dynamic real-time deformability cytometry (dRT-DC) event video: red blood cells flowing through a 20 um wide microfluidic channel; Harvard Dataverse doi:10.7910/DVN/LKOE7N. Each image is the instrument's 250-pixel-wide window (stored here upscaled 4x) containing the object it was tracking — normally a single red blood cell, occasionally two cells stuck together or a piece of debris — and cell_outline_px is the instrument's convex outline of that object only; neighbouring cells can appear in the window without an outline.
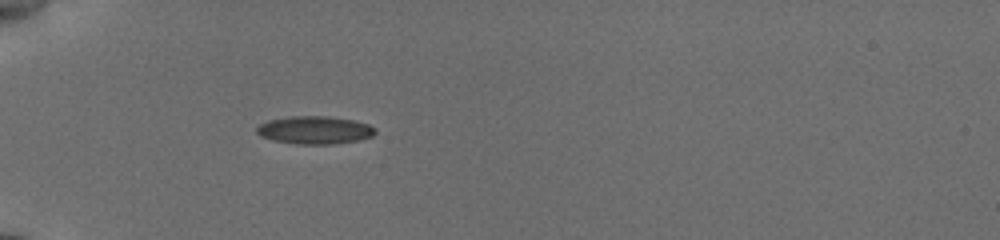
{"species": "common noctule bat (a hibernating species)", "species_latin": "Nyctalus noctula", "temperature_condition": "cold", "stored_images_in_passage": 37, "camera_frame_rate_fps": 3000, "um_per_image_px": 0.085, "animal": {"sex": "female", "body_mass_g": 19.5, "forearm_length_mm": 54.1}, "frame": {"image": 1, "passage_image": 1, "time_ms": 0.0, "image_size_px": [1000, 240], "cell_outline_px": [[376, 132], [372, 136], [356, 140], [332, 144], [296, 144], [272, 140], [260, 136], [256, 132], [256, 128], [260, 124], [268, 120], [288, 116], [328, 116], [356, 120], [368, 124], [376, 128]], "centroid_in_image_um": [26.74, 11.04], "position_along_channel_um": 58.3, "area_um2": 19.36}}
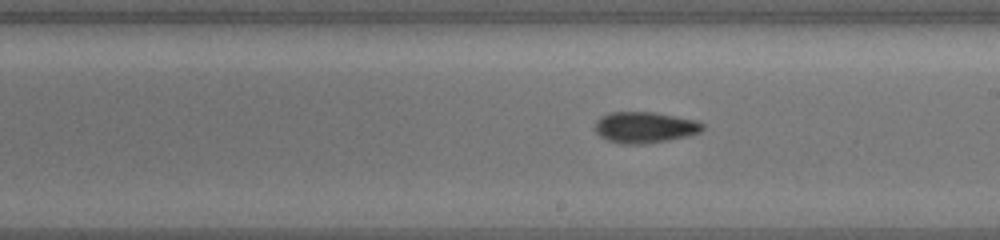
{"frame": {"image": 2, "passage_image": 16, "time_ms": 5.0, "image_size_px": [1000, 240], "cell_outline_px": [[704, 128], [700, 132], [688, 136], [668, 140], [644, 144], [620, 144], [608, 140], [600, 136], [592, 128], [596, 120], [600, 116], [608, 112], [652, 112], [696, 120], [704, 124]], "centroid_in_image_um": [54.76, 10.83], "position_along_channel_um": 234.2, "area_um2": 19.71}}
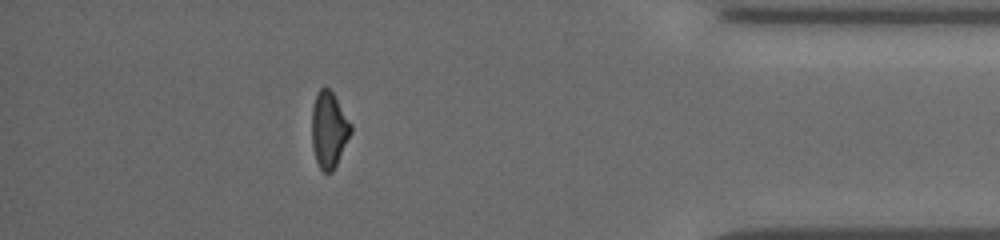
{"frame": {"image": 3, "passage_image": 32, "time_ms": 10.333, "image_size_px": [1000, 240], "cell_outline_px": [[352, 132], [332, 172], [324, 172], [320, 168], [316, 160], [312, 148], [312, 108], [316, 92], [320, 88], [328, 88], [332, 92], [352, 124]], "centroid_in_image_um": [27.95, 11.01], "position_along_channel_um": 407.2, "area_um2": 17.22}, "authors_computed_cell_mechanics": {"area_um2": 18.2648, "velocity_mm_per_s": 3.8409, "shape_relaxation_time_tau1_ms": 2.7244, "shape_relaxation_time_tau2_ms": 3.71, "deformation_change_tau1": 0.1203, "deformation_change_tau2": 0.1019}}